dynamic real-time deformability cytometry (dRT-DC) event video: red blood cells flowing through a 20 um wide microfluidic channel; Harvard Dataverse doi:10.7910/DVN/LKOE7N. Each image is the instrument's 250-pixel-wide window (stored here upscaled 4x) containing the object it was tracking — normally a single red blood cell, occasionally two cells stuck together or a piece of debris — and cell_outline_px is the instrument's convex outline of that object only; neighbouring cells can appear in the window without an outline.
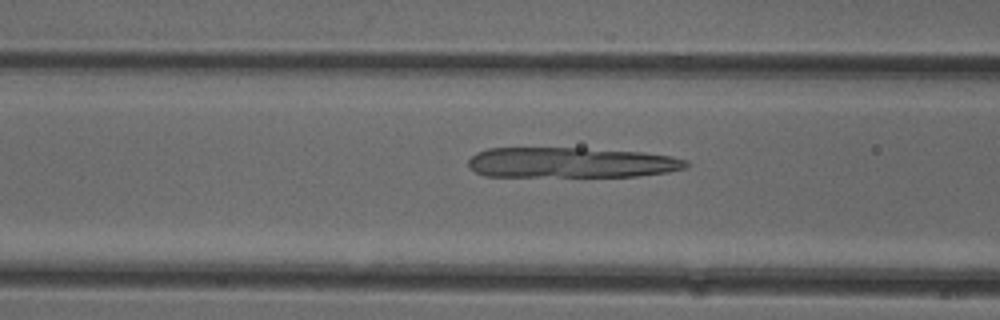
{"species": "common noctule bat (a hibernating species)", "species_latin": "Nyctalus noctula", "temperature_condition": "cold", "stored_images_in_passage": 34, "camera_frame_rate_fps": 3000, "um_per_image_px": 0.085, "animal": {"sex": "female"}, "frame": {"image": 1, "passage_image": 19, "time_ms": 6.0, "image_size_px": [1000, 320], "cell_outline_px": [[688, 164], [684, 168], [668, 172], [636, 176], [484, 176], [476, 172], [468, 164], [468, 160], [476, 152], [488, 148], [584, 148], [644, 152], [672, 156], [688, 160]], "centroid_in_image_um": [48.54, 13.81], "position_along_channel_um": 118.1, "area_um2": 38.61}}
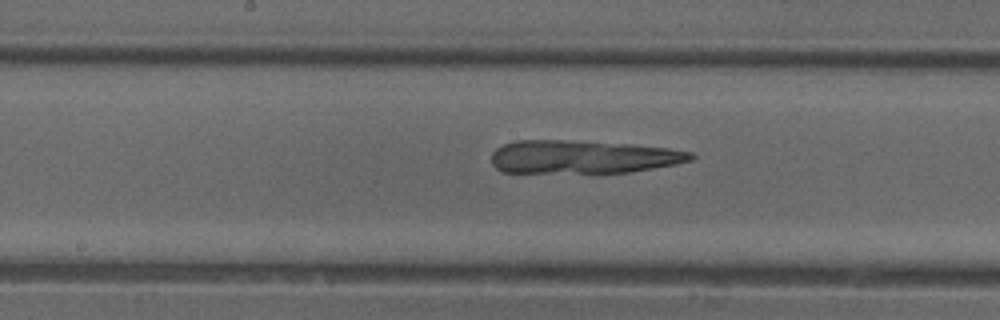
{"frame": {"image": 2, "passage_image": 25, "time_ms": 8.0, "image_size_px": [1000, 320], "cell_outline_px": [[696, 156], [692, 160], [676, 164], [632, 172], [504, 172], [496, 168], [492, 164], [492, 152], [496, 148], [504, 144], [516, 140], [564, 140], [628, 144], [668, 148], [692, 152]], "centroid_in_image_um": [49.55, 13.33], "position_along_channel_um": 198.7, "area_um2": 38.44}}
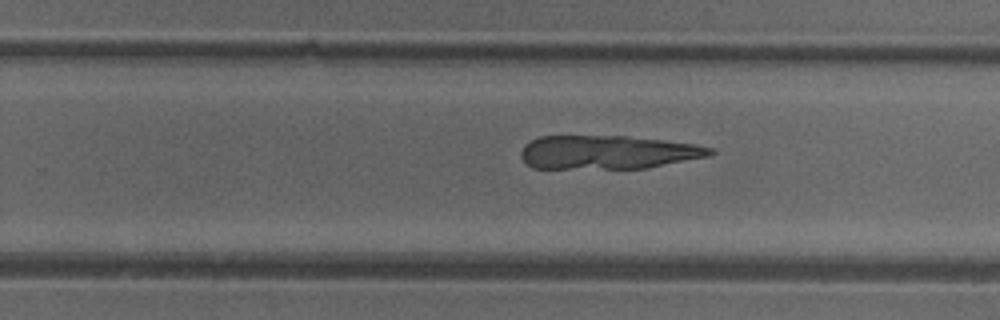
{"frame": {"image": 3, "passage_image": 31, "time_ms": 10.0, "image_size_px": [1000, 320], "cell_outline_px": [[716, 152], [708, 156], [648, 168], [532, 168], [524, 164], [520, 156], [520, 152], [524, 144], [540, 136], [624, 136], [664, 140], [696, 144], [712, 148]], "centroid_in_image_um": [51.62, 12.94], "position_along_channel_um": 278.2, "area_um2": 37.22}}